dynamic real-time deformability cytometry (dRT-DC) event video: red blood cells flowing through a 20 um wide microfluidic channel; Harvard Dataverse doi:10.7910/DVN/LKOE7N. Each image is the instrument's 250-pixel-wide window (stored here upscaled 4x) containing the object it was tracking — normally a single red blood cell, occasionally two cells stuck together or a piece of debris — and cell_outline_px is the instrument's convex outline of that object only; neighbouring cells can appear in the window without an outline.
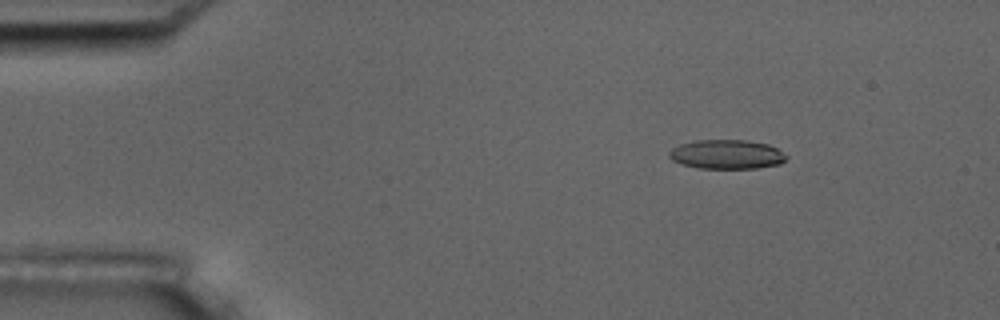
{"species": "common noctule bat (a hibernating species)", "species_latin": "Nyctalus noctula", "temperature_condition": "room temperature", "stored_images_in_passage": 4, "camera_frame_rate_fps": 3000, "um_per_image_px": 0.085, "animal": {"sex": "male", "body_mass_g": 17.5, "forearm_length_mm": 52.3}, "frame": {"image": 1, "passage_image": 2, "time_ms": 2.0, "image_size_px": [1000, 320], "cell_outline_px": [[788, 156], [780, 164], [756, 168], [696, 168], [680, 164], [672, 160], [668, 156], [668, 152], [672, 148], [680, 144], [696, 140], [748, 140], [768, 144], [776, 148]], "centroid_in_image_um": [61.74, 13.12], "position_along_channel_um": 23.3, "area_um2": 20.06}}